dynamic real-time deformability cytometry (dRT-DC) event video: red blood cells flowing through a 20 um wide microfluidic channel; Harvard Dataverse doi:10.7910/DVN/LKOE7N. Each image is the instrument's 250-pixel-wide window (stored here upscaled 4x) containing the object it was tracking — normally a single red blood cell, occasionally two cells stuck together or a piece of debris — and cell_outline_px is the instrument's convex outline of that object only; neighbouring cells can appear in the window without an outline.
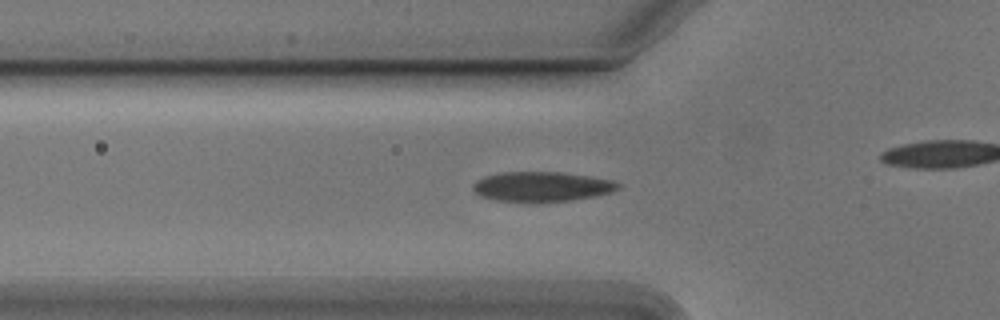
{"species": "Egyptian fruit bat (a non-hibernating species)", "species_latin": "Rousettus aegyptiacus", "temperature_condition": "cold", "stored_images_in_passage": 48, "camera_frame_rate_fps": 3000, "um_per_image_px": 0.085, "animal": {"sex": "male"}, "frame": {"image": 1, "passage_image": 17, "time_ms": 5.333, "image_size_px": [1000, 320], "cell_outline_px": [[620, 188], [612, 192], [572, 200], [496, 200], [480, 196], [472, 188], [472, 184], [476, 180], [484, 176], [504, 172], [560, 172], [592, 176], [612, 180], [620, 184]], "centroid_in_image_um": [46.06, 15.83], "position_along_channel_um": 79.7, "area_um2": 24.68}}
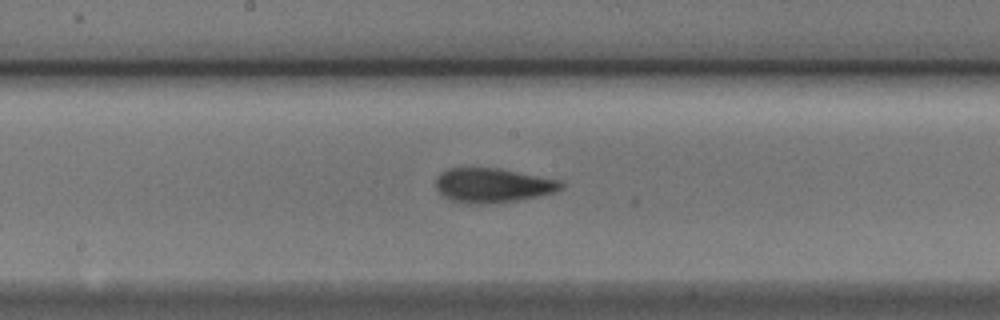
{"frame": {"image": 2, "passage_image": 27, "time_ms": 8.667, "image_size_px": [1000, 320], "cell_outline_px": [[564, 188], [556, 192], [540, 196], [516, 200], [484, 204], [468, 204], [452, 200], [440, 196], [436, 188], [436, 176], [440, 172], [448, 168], [500, 168], [560, 180], [564, 184]], "centroid_in_image_um": [41.87, 15.75], "position_along_channel_um": 206.3, "area_um2": 25.43}}
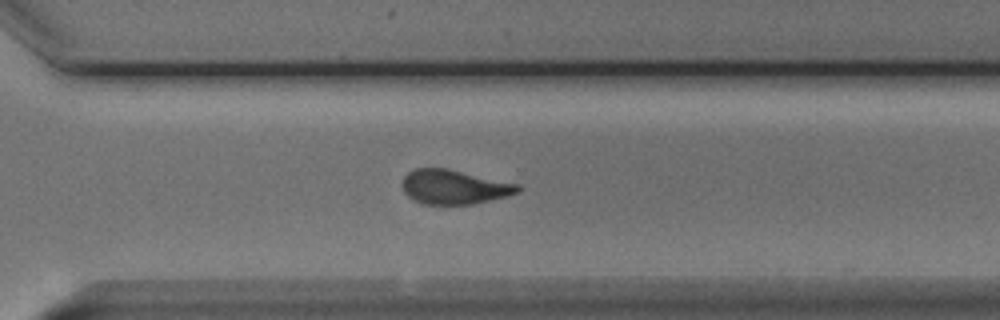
{"frame": {"image": 3, "passage_image": 37, "time_ms": 12.0, "image_size_px": [1000, 320], "cell_outline_px": [[520, 192], [508, 196], [472, 204], [424, 204], [408, 196], [404, 192], [400, 184], [404, 176], [408, 172], [416, 168], [448, 168], [520, 184]], "centroid_in_image_um": [38.61, 15.88], "position_along_channel_um": 332.0, "area_um2": 23.29}, "authors_computed_cell_mechanics": {"area_um2": 24.4494, "velocity_mm_per_s": 3.7846, "shape_relaxation_time_tau1_ms": 3.1771, "shape_relaxation_time_tau2_ms": 2.4103, "deformation_change_tau1": 0.1293, "deformation_change_tau2": 0.0857}}